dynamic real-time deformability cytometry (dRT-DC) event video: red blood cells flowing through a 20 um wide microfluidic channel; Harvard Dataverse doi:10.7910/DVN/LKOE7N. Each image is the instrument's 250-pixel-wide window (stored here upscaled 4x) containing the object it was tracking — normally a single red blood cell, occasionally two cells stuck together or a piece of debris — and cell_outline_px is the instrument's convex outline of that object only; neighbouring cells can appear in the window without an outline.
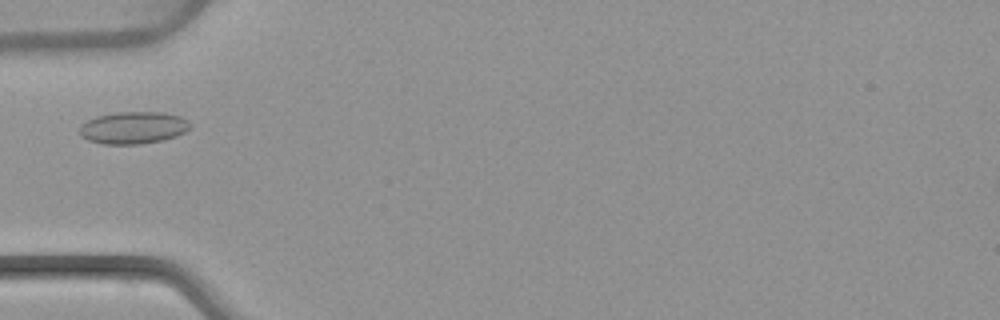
{"species": "common noctule bat (a hibernating species)", "species_latin": "Nyctalus noctula", "temperature_condition": "warm", "stored_images_in_passage": 3, "camera_frame_rate_fps": 3000, "um_per_image_px": 0.085, "animal": {"sex": "female", "body_mass_g": 22.7, "forearm_length_mm": 54.2}, "frame": {"image": 1, "passage_image": 3, "time_ms": 2.333, "image_size_px": [1000, 320], "cell_outline_px": [[192, 124], [184, 132], [176, 136], [164, 140], [140, 144], [104, 144], [88, 140], [80, 136], [80, 124], [96, 116], [116, 112], [160, 112], [180, 116], [188, 120]], "centroid_in_image_um": [11.32, 10.85], "position_along_channel_um": 73.7, "area_um2": 20.81}}